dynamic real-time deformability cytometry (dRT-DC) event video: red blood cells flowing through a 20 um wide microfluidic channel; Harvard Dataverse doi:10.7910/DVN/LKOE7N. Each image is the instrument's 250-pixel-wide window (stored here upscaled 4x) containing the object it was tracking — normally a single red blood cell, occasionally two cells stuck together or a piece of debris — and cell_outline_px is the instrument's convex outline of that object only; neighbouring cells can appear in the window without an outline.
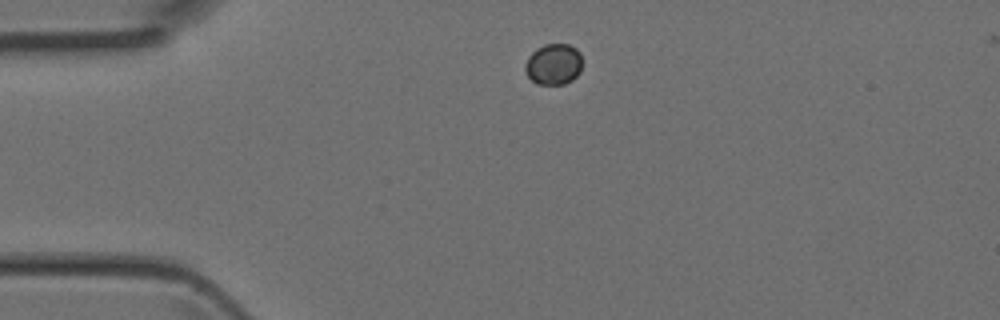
{"species": "Egyptian fruit bat (a non-hibernating species)", "species_latin": "Rousettus aegyptiacus", "temperature_condition": "room temperature", "stored_images_in_passage": 1, "camera_frame_rate_fps": 3000, "um_per_image_px": 0.085, "animal": {"sex": "female"}, "frame": {"image": 1, "passage_image": 1, "time_ms": 0.0, "image_size_px": [1000, 320], "cell_outline_px": [[580, 72], [572, 80], [564, 84], [536, 84], [528, 76], [524, 68], [524, 64], [528, 56], [536, 48], [544, 44], [568, 44], [576, 48], [580, 52]], "centroid_in_image_um": [47.02, 5.45], "position_along_channel_um": 38.0, "area_um2": 13.7}}